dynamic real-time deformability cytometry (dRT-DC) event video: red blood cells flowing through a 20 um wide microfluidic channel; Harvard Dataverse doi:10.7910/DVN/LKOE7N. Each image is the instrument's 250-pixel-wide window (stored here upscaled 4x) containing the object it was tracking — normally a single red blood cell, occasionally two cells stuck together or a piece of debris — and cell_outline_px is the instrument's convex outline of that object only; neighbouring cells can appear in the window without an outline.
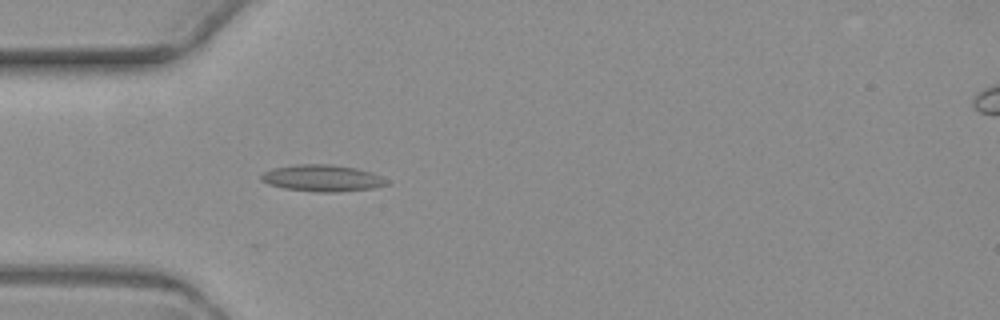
{"species": "common noctule bat (a hibernating species)", "species_latin": "Nyctalus noctula", "temperature_condition": "warm", "stored_images_in_passage": 4, "camera_frame_rate_fps": 3000, "um_per_image_px": 0.085, "animal": {"sex": "female", "body_mass_g": 19.3, "forearm_length_mm": 54.1}, "frame": {"image": 1, "passage_image": 4, "time_ms": 4.333, "image_size_px": [1000, 320], "cell_outline_px": [[388, 184], [372, 188], [332, 192], [320, 192], [284, 188], [268, 184], [260, 180], [260, 176], [264, 172], [272, 168], [296, 164], [332, 164], [356, 168], [372, 172], [388, 180]], "centroid_in_image_um": [27.37, 15.13], "position_along_channel_um": 57.6, "area_um2": 19.42}}